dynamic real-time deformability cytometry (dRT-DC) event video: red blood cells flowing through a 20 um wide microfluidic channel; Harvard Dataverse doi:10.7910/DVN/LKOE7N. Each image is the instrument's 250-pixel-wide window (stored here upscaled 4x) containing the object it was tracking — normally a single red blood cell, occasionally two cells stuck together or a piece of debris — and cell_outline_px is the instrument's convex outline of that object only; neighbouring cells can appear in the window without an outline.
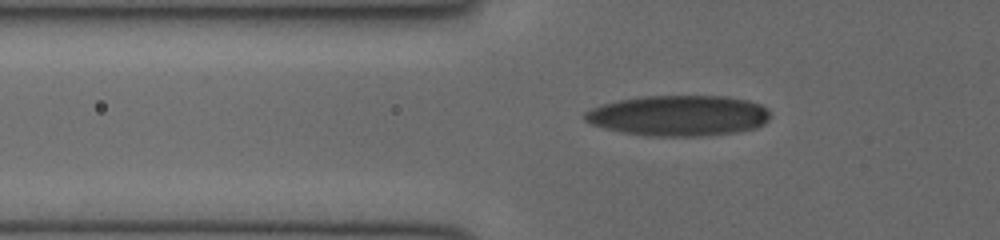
{"species": "human", "species_latin": "Homo sapiens", "temperature_condition": "cold", "stored_images_in_passage": 33, "camera_frame_rate_fps": 3000, "um_per_image_px": 0.085, "donor": {"sex": "female"}, "frame": {"image": 1, "passage_image": 3, "time_ms": 0.667, "image_size_px": [1000, 240], "cell_outline_px": [[768, 120], [764, 124], [756, 128], [732, 132], [696, 136], [648, 136], [624, 132], [604, 128], [592, 124], [584, 120], [584, 112], [592, 108], [604, 104], [620, 100], [644, 96], [728, 96], [748, 100], [760, 104], [768, 112]], "centroid_in_image_um": [57.67, 9.82], "position_along_channel_um": 68.1, "area_um2": 43.52}}
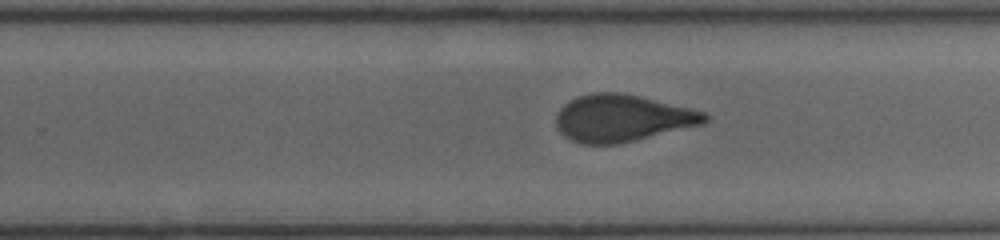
{"frame": {"image": 2, "passage_image": 18, "time_ms": 5.667, "image_size_px": [1000, 240], "cell_outline_px": [[708, 120], [704, 124], [620, 144], [580, 144], [564, 136], [556, 128], [556, 116], [560, 108], [564, 104], [580, 96], [596, 92], [620, 92], [640, 96], [704, 112], [708, 116]], "centroid_in_image_um": [52.87, 10.06], "position_along_channel_um": 276.9, "area_um2": 40.63}}
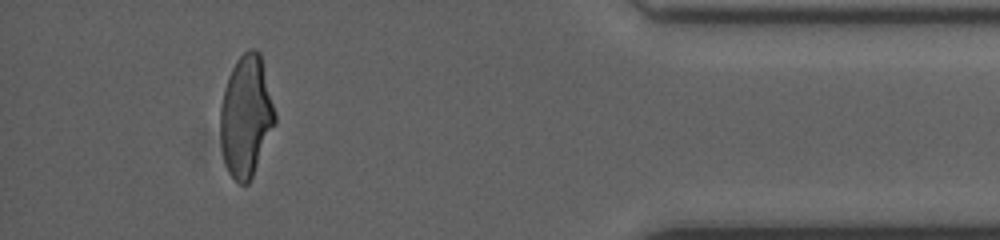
{"frame": {"image": 3, "passage_image": 30, "time_ms": 9.667, "image_size_px": [1000, 240], "cell_outline_px": [[276, 124], [252, 176], [248, 184], [240, 184], [228, 172], [224, 160], [220, 144], [220, 108], [224, 88], [228, 76], [236, 60], [248, 48], [256, 48], [260, 52], [276, 116]], "centroid_in_image_um": [20.91, 9.87], "position_along_channel_um": 414.3, "area_um2": 38.73}}